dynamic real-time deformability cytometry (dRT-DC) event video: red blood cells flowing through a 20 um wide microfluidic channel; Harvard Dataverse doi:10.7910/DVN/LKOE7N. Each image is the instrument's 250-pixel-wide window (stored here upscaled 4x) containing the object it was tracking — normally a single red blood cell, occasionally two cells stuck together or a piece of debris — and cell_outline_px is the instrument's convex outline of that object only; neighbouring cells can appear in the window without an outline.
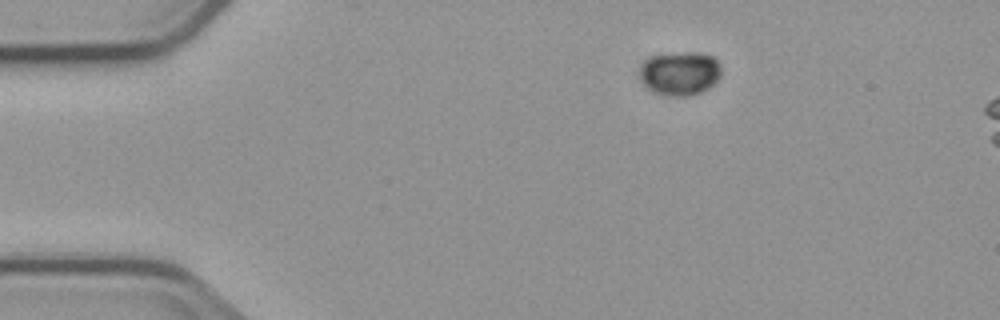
{"species": "common noctule bat (a hibernating species)", "species_latin": "Nyctalus noctula", "temperature_condition": "cold", "stored_images_in_passage": 3, "camera_frame_rate_fps": 3000, "um_per_image_px": 0.085, "animal": {"sex": "male", "body_mass_g": 23.1, "forearm_length_mm": 52.7}, "frame": {"image": 1, "passage_image": 1, "time_ms": 0.0, "image_size_px": [1000, 320], "cell_outline_px": [[720, 76], [708, 88], [700, 92], [688, 96], [672, 96], [652, 92], [640, 80], [640, 64], [648, 56], [688, 52], [696, 52], [712, 56], [720, 64]], "centroid_in_image_um": [57.75, 6.23], "position_along_channel_um": 27.3, "area_um2": 20.81}}